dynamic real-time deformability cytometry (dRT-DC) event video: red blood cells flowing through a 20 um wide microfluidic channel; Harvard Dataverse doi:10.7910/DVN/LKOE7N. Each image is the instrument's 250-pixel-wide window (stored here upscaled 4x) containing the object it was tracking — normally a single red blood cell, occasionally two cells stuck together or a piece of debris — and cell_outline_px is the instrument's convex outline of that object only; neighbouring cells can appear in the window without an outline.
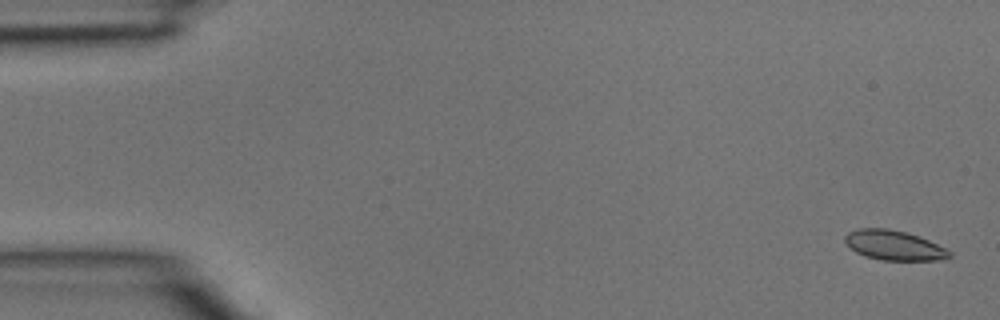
{"species": "common noctule bat (a hibernating species)", "species_latin": "Nyctalus noctula", "temperature_condition": "room temperature", "stored_images_in_passage": 3, "camera_frame_rate_fps": 3000, "um_per_image_px": 0.085, "animal": {"sex": "male", "body_mass_g": 15.6}, "frame": {"image": 1, "passage_image": 1, "time_ms": 0.0, "image_size_px": [1000, 320], "cell_outline_px": [[952, 256], [948, 260], [880, 260], [864, 256], [856, 252], [844, 240], [844, 236], [848, 232], [856, 228], [888, 228], [920, 236], [952, 252]], "centroid_in_image_um": [76.0, 20.85], "position_along_channel_um": 9.0, "area_um2": 18.21}}
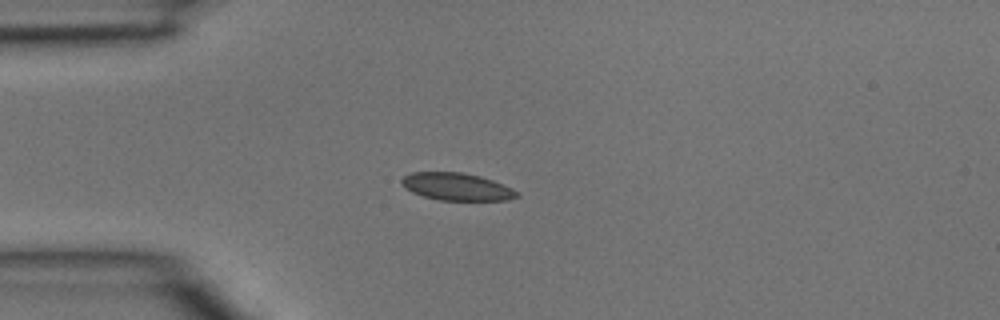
{"frame": {"image": 2, "passage_image": 3, "time_ms": 0.667, "image_size_px": [1000, 320], "cell_outline_px": [[520, 196], [508, 200], [440, 200], [424, 196], [412, 192], [404, 188], [400, 180], [404, 176], [412, 172], [460, 172], [480, 176], [492, 180], [512, 188], [520, 192]], "centroid_in_image_um": [38.83, 15.87], "position_along_channel_um": 46.2, "area_um2": 18.44}}